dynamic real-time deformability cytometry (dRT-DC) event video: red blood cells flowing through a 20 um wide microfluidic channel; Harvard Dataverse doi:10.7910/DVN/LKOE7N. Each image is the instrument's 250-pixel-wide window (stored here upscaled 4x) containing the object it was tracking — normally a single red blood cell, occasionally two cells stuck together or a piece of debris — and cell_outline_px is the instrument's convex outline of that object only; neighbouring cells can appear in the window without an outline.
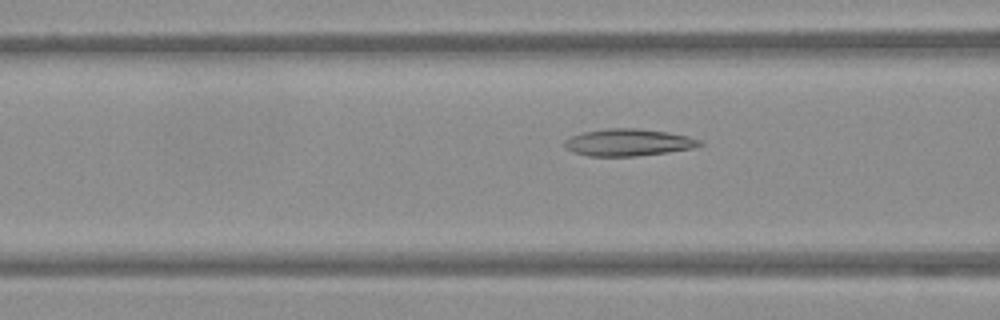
{"species": "Egyptian fruit bat (a non-hibernating species)", "species_latin": "Rousettus aegyptiacus", "temperature_condition": "warm", "stored_images_in_passage": 53, "camera_frame_rate_fps": 3000, "um_per_image_px": 0.085, "frame": {"image": 1, "passage_image": 21, "time_ms": 6.667, "image_size_px": [1000, 320], "cell_outline_px": [[704, 144], [692, 148], [668, 152], [636, 156], [588, 156], [572, 152], [564, 148], [564, 140], [572, 136], [584, 132], [608, 128], [640, 128], [668, 132], [688, 136], [700, 140]], "centroid_in_image_um": [53.39, 12.1], "position_along_channel_um": 113.2, "area_um2": 21.39}}
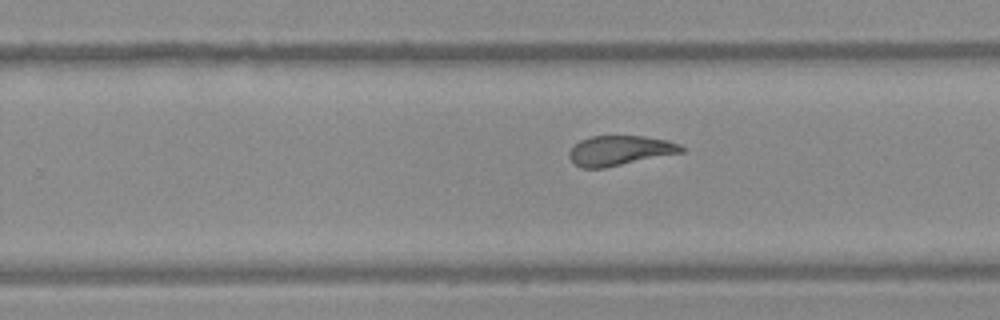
{"frame": {"image": 2, "passage_image": 34, "time_ms": 11.0, "image_size_px": [1000, 320], "cell_outline_px": [[684, 152], [604, 168], [580, 168], [568, 156], [568, 152], [580, 140], [588, 136], [644, 136], [668, 140], [680, 144], [684, 148]], "centroid_in_image_um": [52.69, 12.79], "position_along_channel_um": 277.1, "area_um2": 19.54}}
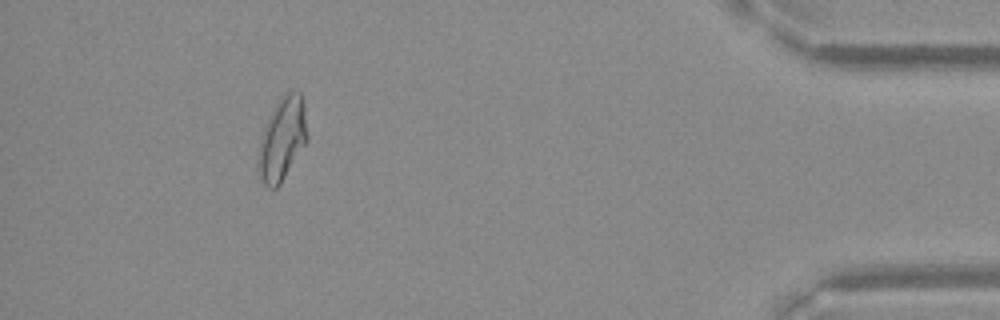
{"frame": {"image": 3, "passage_image": 49, "time_ms": 16.0, "image_size_px": [1000, 320], "cell_outline_px": [[308, 140], [280, 184], [276, 188], [268, 188], [264, 184], [260, 176], [256, 164], [256, 156], [260, 140], [264, 128], [276, 104], [288, 92], [300, 92], [304, 104], [308, 136]], "centroid_in_image_um": [23.98, 11.87], "position_along_channel_um": 411.2, "area_um2": 23.52}}